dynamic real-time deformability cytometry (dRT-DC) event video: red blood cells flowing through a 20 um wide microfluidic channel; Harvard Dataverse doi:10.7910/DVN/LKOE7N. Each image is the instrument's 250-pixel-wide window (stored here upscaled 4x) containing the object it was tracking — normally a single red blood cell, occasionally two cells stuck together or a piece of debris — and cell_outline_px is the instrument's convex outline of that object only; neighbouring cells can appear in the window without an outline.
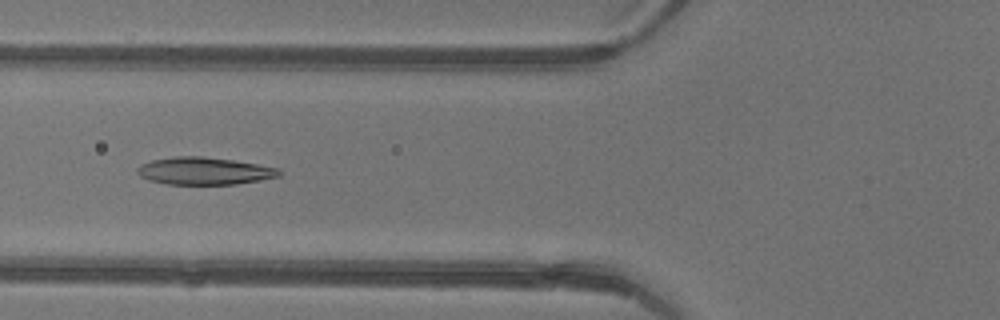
{"species": "common noctule bat (a hibernating species)", "species_latin": "Nyctalus noctula", "temperature_condition": "warm", "stored_images_in_passage": 6, "camera_frame_rate_fps": 3000, "um_per_image_px": 0.085, "animal": {"sex": "female"}, "frame": {"image": 1, "passage_image": 6, "time_ms": 1.667, "image_size_px": [1000, 320], "cell_outline_px": [[280, 176], [260, 180], [236, 184], [168, 184], [148, 180], [140, 176], [136, 172], [136, 168], [140, 164], [152, 160], [172, 156], [200, 156], [232, 160], [280, 168]], "centroid_in_image_um": [17.32, 14.53], "position_along_channel_um": 108.5, "area_um2": 22.66}}